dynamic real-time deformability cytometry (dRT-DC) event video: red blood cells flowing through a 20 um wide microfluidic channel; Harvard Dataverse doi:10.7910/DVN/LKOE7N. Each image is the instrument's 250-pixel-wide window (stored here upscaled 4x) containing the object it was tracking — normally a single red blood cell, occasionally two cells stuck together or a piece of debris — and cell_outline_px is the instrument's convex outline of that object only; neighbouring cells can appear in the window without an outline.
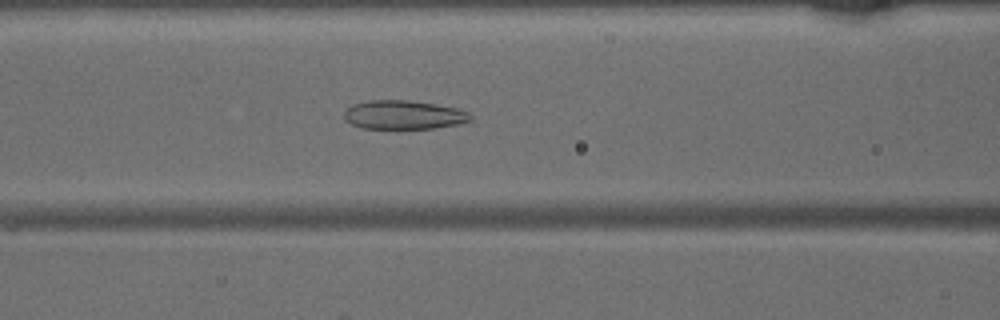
{"species": "common noctule bat (a hibernating species)", "species_latin": "Nyctalus noctula", "temperature_condition": "warm", "stored_images_in_passage": 47, "camera_frame_rate_fps": 3000, "um_per_image_px": 0.085, "animal": {"sex": "male", "body_mass_g": 15.6}, "frame": {"image": 1, "passage_image": 19, "time_ms": 6.0, "image_size_px": [1000, 320], "cell_outline_px": [[472, 120], [456, 124], [436, 128], [360, 128], [344, 120], [344, 112], [352, 104], [368, 100], [408, 100], [456, 108], [468, 112], [472, 116]], "centroid_in_image_um": [34.27, 9.76], "position_along_channel_um": 132.3, "area_um2": 21.1}}
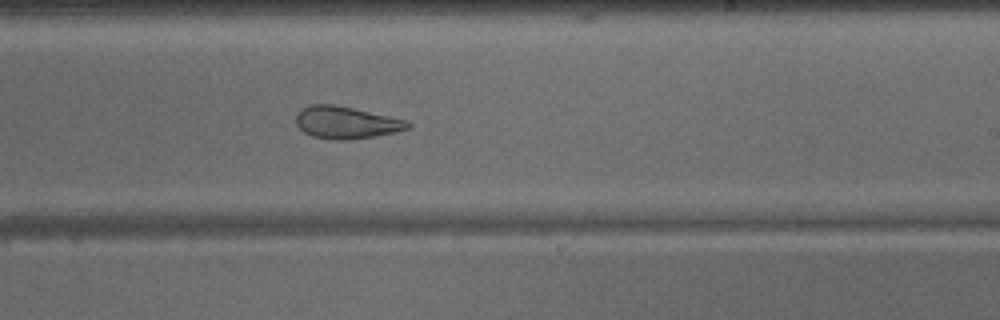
{"frame": {"image": 2, "passage_image": 28, "time_ms": 9.0, "image_size_px": [1000, 320], "cell_outline_px": [[412, 124], [408, 128], [396, 132], [372, 136], [344, 140], [336, 140], [312, 136], [304, 132], [296, 124], [296, 112], [300, 108], [308, 104], [336, 104], [408, 120]], "centroid_in_image_um": [29.39, 10.39], "position_along_channel_um": 259.6, "area_um2": 21.1}}
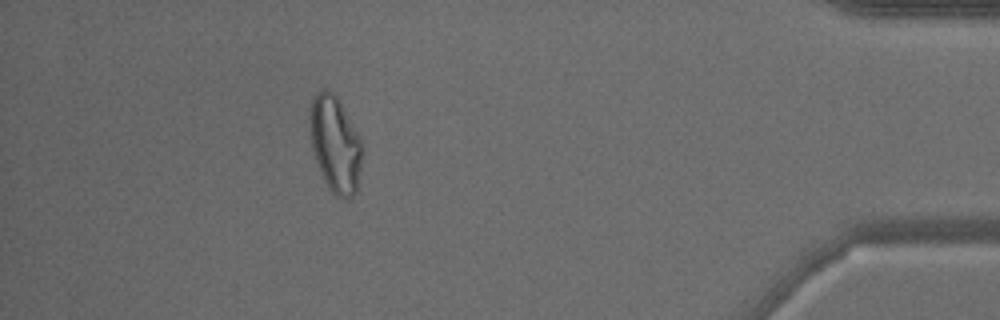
{"frame": {"image": 3, "passage_image": 42, "time_ms": 13.667, "image_size_px": [1000, 320], "cell_outline_px": [[364, 152], [356, 192], [352, 196], [336, 196], [328, 188], [320, 172], [312, 148], [308, 120], [308, 116], [312, 100], [316, 92], [324, 88], [332, 92], [340, 100], [360, 140]], "centroid_in_image_um": [28.48, 12.23], "position_along_channel_um": 406.7, "area_um2": 29.42}}